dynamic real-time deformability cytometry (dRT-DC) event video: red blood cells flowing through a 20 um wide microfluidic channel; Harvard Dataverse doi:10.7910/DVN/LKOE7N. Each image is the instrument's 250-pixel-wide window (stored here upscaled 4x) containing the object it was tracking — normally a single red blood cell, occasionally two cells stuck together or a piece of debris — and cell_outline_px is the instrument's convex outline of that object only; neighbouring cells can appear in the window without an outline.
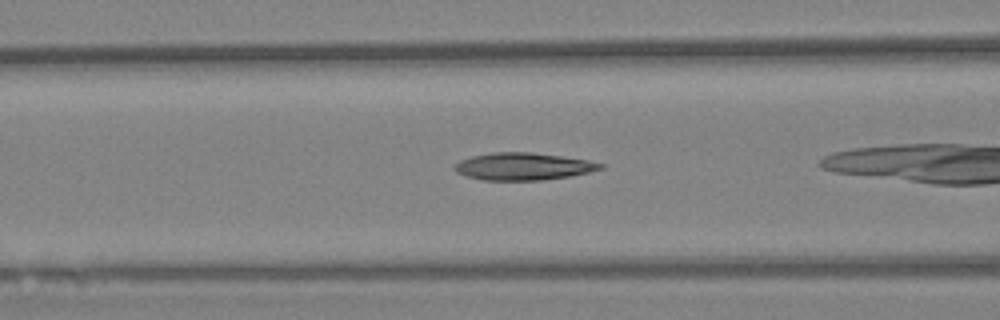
{"species": "Egyptian fruit bat (a non-hibernating species)", "species_latin": "Rousettus aegyptiacus", "temperature_condition": "warm", "stored_images_in_passage": 38, "camera_frame_rate_fps": 3000, "um_per_image_px": 0.085, "animal": {"sex": "female"}, "frame": {"image": 1, "passage_image": 15, "time_ms": 4.667, "image_size_px": [1000, 320], "cell_outline_px": [[604, 168], [588, 172], [568, 176], [544, 180], [480, 180], [464, 176], [456, 172], [452, 168], [460, 160], [472, 156], [492, 152], [532, 152], [588, 160], [604, 164]], "centroid_in_image_um": [44.42, 14.15], "position_along_channel_um": 122.2, "area_um2": 23.24}}
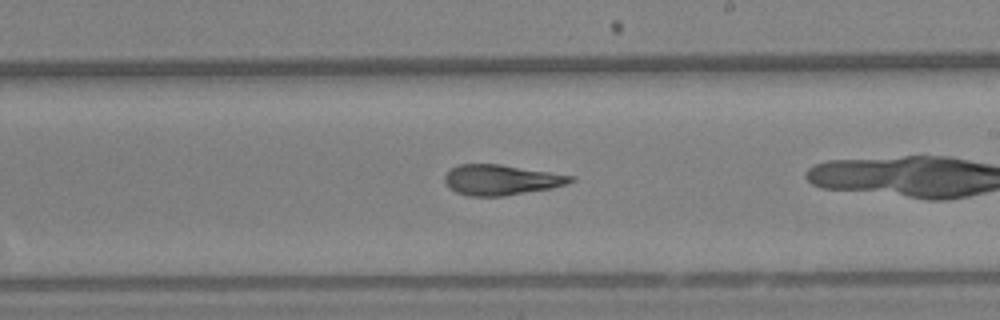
{"frame": {"image": 2, "passage_image": 26, "time_ms": 8.333, "image_size_px": [1000, 320], "cell_outline_px": [[576, 180], [552, 188], [504, 196], [468, 196], [456, 192], [448, 188], [444, 180], [444, 176], [452, 168], [460, 164], [500, 164], [576, 176]], "centroid_in_image_um": [42.59, 15.29], "position_along_channel_um": 246.4, "area_um2": 22.31}}
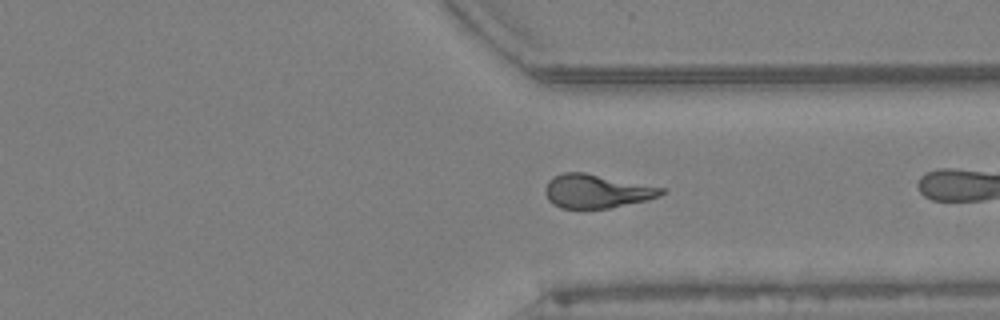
{"frame": {"image": 3, "passage_image": 36, "time_ms": 11.667, "image_size_px": [1000, 320], "cell_outline_px": [[668, 188], [660, 196], [648, 200], [608, 208], [560, 208], [552, 204], [548, 200], [544, 192], [544, 188], [548, 180], [552, 176], [564, 172], [584, 172]], "centroid_in_image_um": [50.71, 16.24], "position_along_channel_um": 360.7, "area_um2": 23.12}}